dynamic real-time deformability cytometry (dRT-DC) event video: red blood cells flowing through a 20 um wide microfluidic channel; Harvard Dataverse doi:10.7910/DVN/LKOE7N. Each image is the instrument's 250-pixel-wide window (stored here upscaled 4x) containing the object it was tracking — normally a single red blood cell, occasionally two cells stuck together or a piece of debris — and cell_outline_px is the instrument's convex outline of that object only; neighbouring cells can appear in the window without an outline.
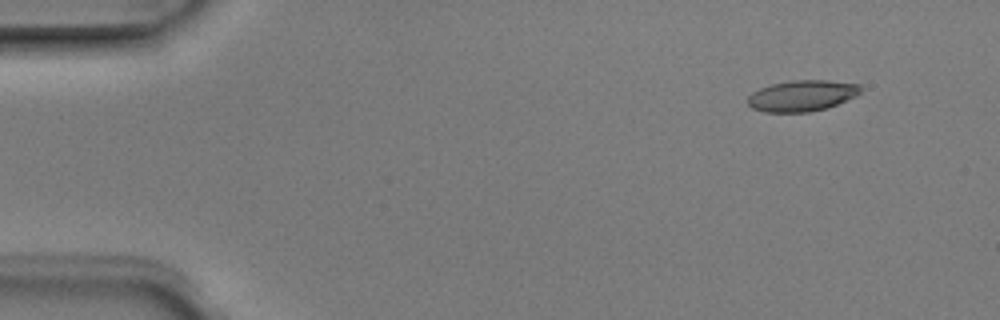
{"species": "Egyptian fruit bat (a non-hibernating species)", "species_latin": "Rousettus aegyptiacus", "temperature_condition": "room temperature", "stored_images_in_passage": 3, "camera_frame_rate_fps": 3000, "um_per_image_px": 0.085, "animal": {"sex": "male"}, "frame": {"image": 1, "passage_image": 1, "time_ms": 0.0, "image_size_px": [1000, 320], "cell_outline_px": [[860, 92], [856, 96], [828, 108], [808, 112], [764, 112], [752, 108], [748, 104], [748, 96], [752, 92], [760, 88], [772, 84], [792, 80], [828, 80], [860, 84]], "centroid_in_image_um": [68.17, 8.14], "position_along_channel_um": 16.8, "area_um2": 20.46}}
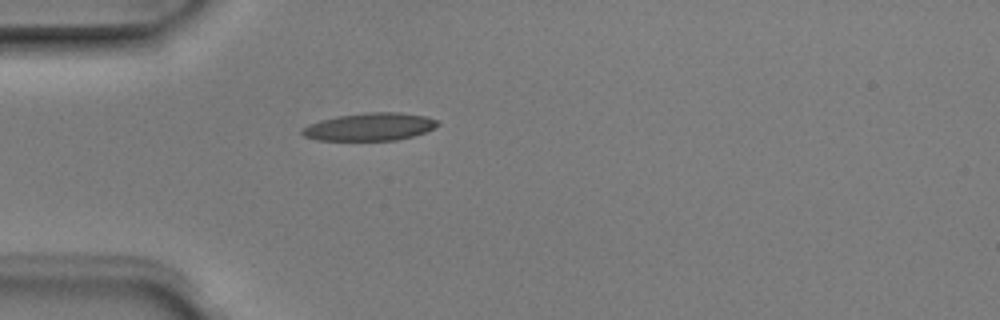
{"frame": {"image": 2, "passage_image": 3, "time_ms": 0.667, "image_size_px": [1000, 320], "cell_outline_px": [[440, 124], [424, 132], [412, 136], [396, 140], [316, 140], [304, 136], [300, 132], [308, 124], [320, 120], [336, 116], [368, 112], [400, 112], [428, 116], [436, 120]], "centroid_in_image_um": [31.42, 10.77], "position_along_channel_um": 53.6, "area_um2": 21.85}}